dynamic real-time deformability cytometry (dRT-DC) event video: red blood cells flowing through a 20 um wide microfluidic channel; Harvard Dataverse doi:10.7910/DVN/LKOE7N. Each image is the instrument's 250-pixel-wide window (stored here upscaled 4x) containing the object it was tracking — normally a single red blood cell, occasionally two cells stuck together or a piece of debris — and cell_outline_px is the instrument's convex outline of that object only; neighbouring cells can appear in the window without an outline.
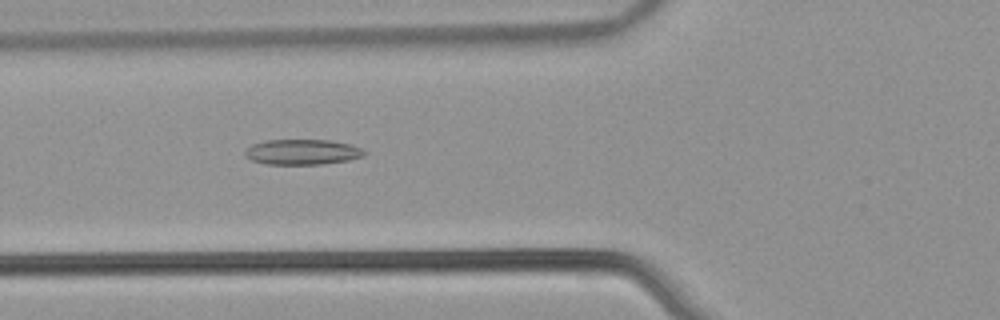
{"species": "common noctule bat (a hibernating species)", "species_latin": "Nyctalus noctula", "temperature_condition": "warm", "stored_images_in_passage": 54, "camera_frame_rate_fps": 3000, "um_per_image_px": 0.085, "animal": {"sex": "male", "body_mass_g": 21.5, "forearm_length_mm": 52.0}, "frame": {"image": 1, "passage_image": 21, "time_ms": 6.667, "image_size_px": [1000, 320], "cell_outline_px": [[368, 152], [364, 156], [348, 160], [320, 164], [268, 164], [252, 160], [244, 156], [244, 152], [252, 144], [264, 140], [332, 140], [352, 144]], "centroid_in_image_um": [25.72, 12.91], "position_along_channel_um": 100.1, "area_um2": 17.69}}
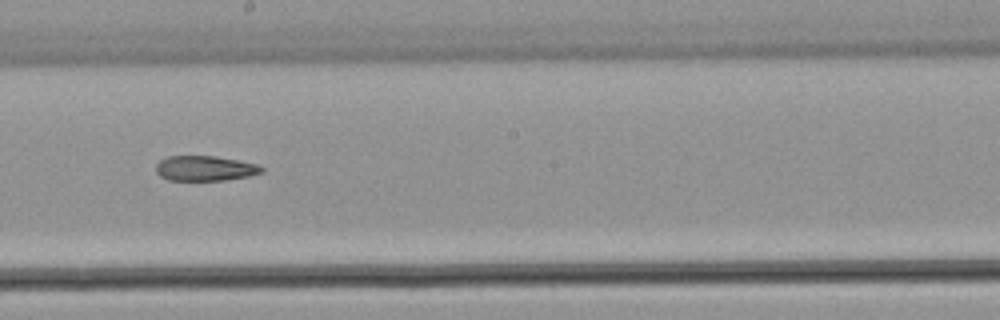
{"frame": {"image": 2, "passage_image": 31, "time_ms": 10.0, "image_size_px": [1000, 320], "cell_outline_px": [[264, 172], [248, 176], [224, 180], [168, 180], [160, 176], [156, 172], [156, 164], [160, 160], [168, 156], [216, 156], [256, 164], [264, 168]], "centroid_in_image_um": [17.4, 14.31], "position_along_channel_um": 230.8, "area_um2": 15.37}}
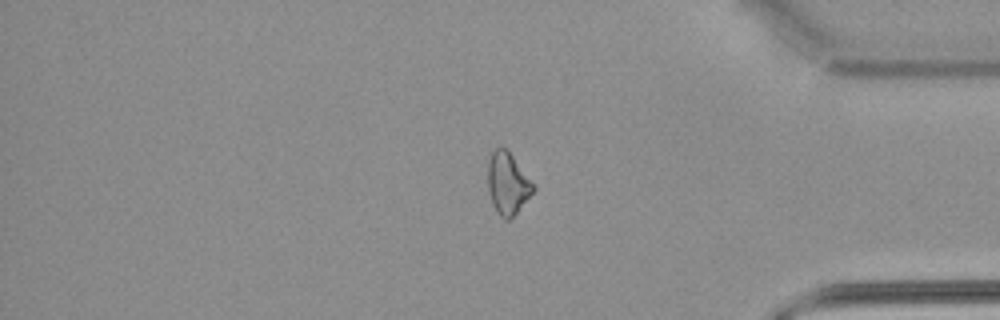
{"frame": {"image": 3, "passage_image": 45, "time_ms": 14.667, "image_size_px": [1000, 320], "cell_outline_px": [[536, 188], [516, 212], [508, 220], [504, 220], [496, 212], [492, 204], [488, 188], [488, 160], [492, 152], [496, 148], [504, 148], [512, 156], [536, 184]], "centroid_in_image_um": [43.15, 15.6], "position_along_channel_um": 392.0, "area_um2": 16.24}, "authors_computed_cell_mechanics": {"area_um2": 18.0336, "velocity_mm_per_s": 3.9191, "shape_relaxation_time_tau1_ms": null, "shape_relaxation_time_tau2_ms": 6.5596, "deformation_change_tau1": null, "deformation_change_tau2": 0.1692}}